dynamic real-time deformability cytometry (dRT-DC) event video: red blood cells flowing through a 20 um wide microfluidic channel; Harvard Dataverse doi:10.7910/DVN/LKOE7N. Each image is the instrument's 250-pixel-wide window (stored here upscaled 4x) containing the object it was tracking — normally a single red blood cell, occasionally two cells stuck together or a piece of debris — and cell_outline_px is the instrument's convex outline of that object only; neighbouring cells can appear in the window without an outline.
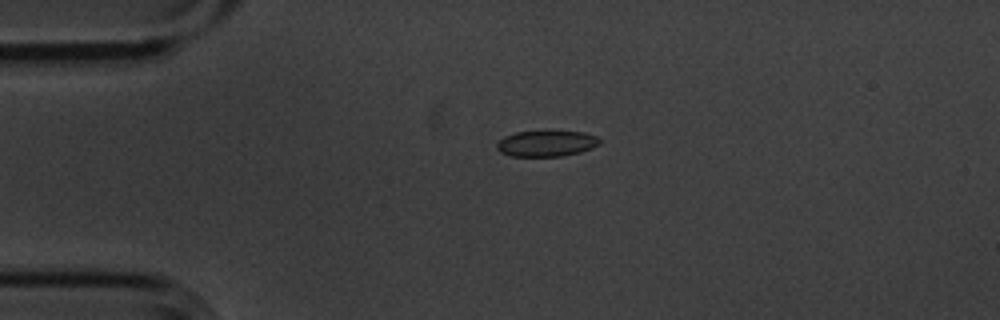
{"species": "common noctule bat (a hibernating species)", "species_latin": "Nyctalus noctula", "temperature_condition": "cold", "stored_images_in_passage": 5, "camera_frame_rate_fps": 3000, "um_per_image_px": 0.085, "animal": {"sex": "male", "body_mass_g": 20.1, "forearm_length_mm": 53.5}, "frame": {"image": 1, "passage_image": 4, "time_ms": 1.0, "image_size_px": [1000, 320], "cell_outline_px": [[600, 144], [592, 148], [580, 152], [560, 156], [508, 156], [500, 152], [496, 148], [496, 144], [504, 136], [516, 132], [544, 128], [548, 128], [584, 132], [596, 136], [600, 140]], "centroid_in_image_um": [46.44, 12.14], "position_along_channel_um": 38.6, "area_um2": 16.42}}